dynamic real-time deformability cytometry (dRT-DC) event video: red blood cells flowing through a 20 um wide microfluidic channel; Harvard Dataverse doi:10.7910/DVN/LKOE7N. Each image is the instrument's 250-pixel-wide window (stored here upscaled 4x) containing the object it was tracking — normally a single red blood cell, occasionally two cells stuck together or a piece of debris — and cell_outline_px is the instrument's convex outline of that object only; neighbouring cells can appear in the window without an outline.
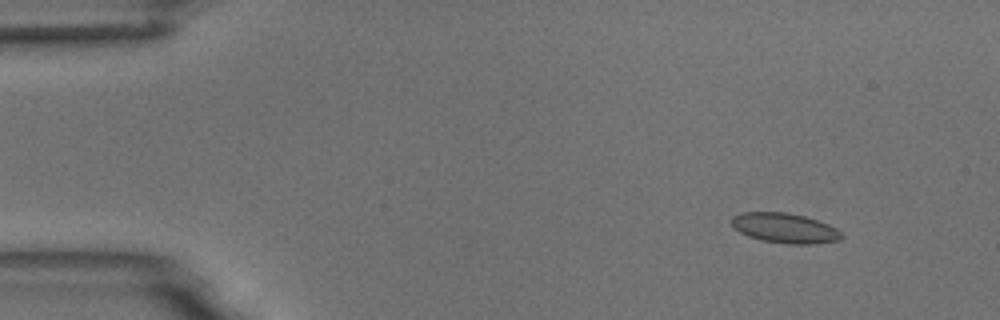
{"species": "common noctule bat (a hibernating species)", "species_latin": "Nyctalus noctula", "temperature_condition": "room temperature", "stored_images_in_passage": 6, "camera_frame_rate_fps": 3000, "um_per_image_px": 0.085, "animal": {"sex": "male", "body_mass_g": 18.8}, "frame": {"image": 1, "passage_image": 2, "time_ms": 1.333, "image_size_px": [1000, 320], "cell_outline_px": [[844, 236], [840, 240], [816, 244], [788, 244], [764, 240], [748, 236], [732, 228], [728, 220], [732, 216], [740, 212], [788, 212], [804, 216], [828, 224], [836, 228]], "centroid_in_image_um": [66.66, 19.38], "position_along_channel_um": 18.3, "area_um2": 19.42}}
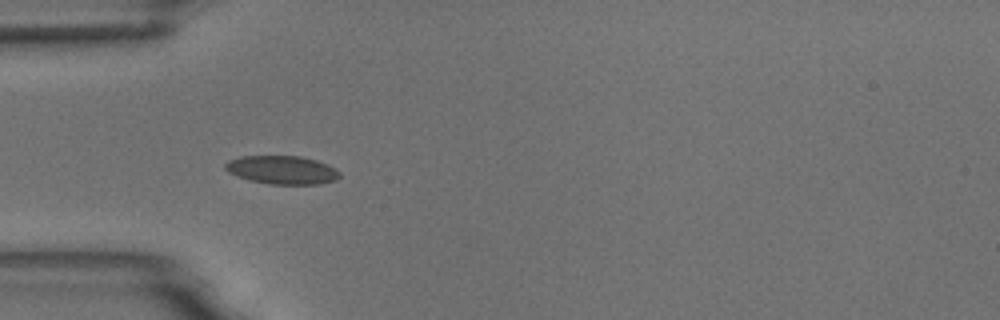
{"frame": {"image": 2, "passage_image": 5, "time_ms": 5.0, "image_size_px": [1000, 320], "cell_outline_px": [[340, 176], [336, 180], [320, 184], [268, 184], [252, 180], [228, 172], [224, 168], [224, 164], [228, 160], [240, 156], [300, 156], [316, 160], [328, 164], [336, 168], [340, 172]], "centroid_in_image_um": [24.0, 14.44], "position_along_channel_um": 61.0, "area_um2": 18.96}}